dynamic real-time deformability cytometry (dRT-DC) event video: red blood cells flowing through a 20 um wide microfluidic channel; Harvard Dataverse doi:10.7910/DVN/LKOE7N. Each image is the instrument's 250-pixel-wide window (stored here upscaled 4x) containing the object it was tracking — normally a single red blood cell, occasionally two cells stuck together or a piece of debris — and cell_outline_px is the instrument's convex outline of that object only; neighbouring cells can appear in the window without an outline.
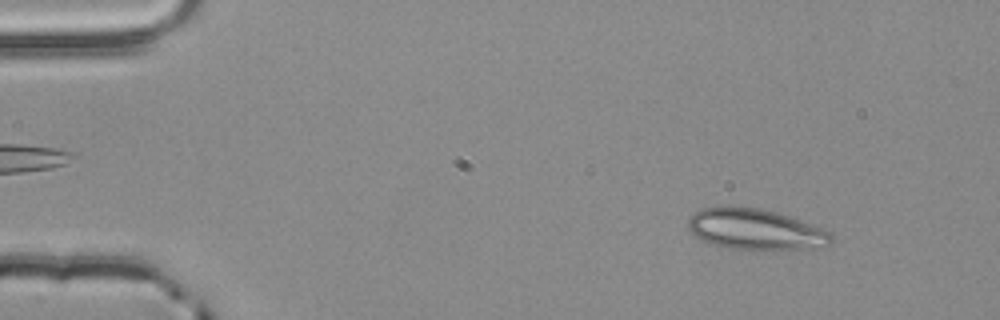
{"species": "common noctule bat (a hibernating species)", "species_latin": "Nyctalus noctula", "temperature_condition": "room temperature", "stored_images_in_passage": 53, "camera_frame_rate_fps": 3000, "um_per_image_px": 0.085, "animal": {"sex": "male", "body_mass_g": 20.4}, "frame": {"image": 1, "passage_image": 6, "time_ms": 1.667, "image_size_px": [1000, 320], "cell_outline_px": [[832, 240], [828, 244], [800, 248], [728, 248], [712, 244], [696, 236], [688, 228], [688, 220], [700, 208], [760, 208], [776, 212], [788, 216], [820, 228], [828, 232], [832, 236]], "centroid_in_image_um": [64.15, 19.48], "position_along_channel_um": 20.9, "area_um2": 32.43}}
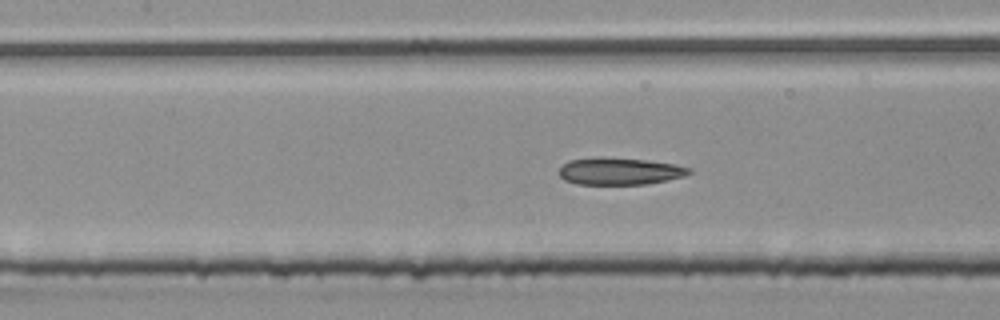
{"frame": {"image": 2, "passage_image": 24, "time_ms": 7.667, "image_size_px": [1000, 320], "cell_outline_px": [[692, 172], [684, 176], [644, 184], [576, 184], [564, 180], [560, 176], [560, 168], [568, 160], [600, 156], [644, 160], [672, 164], [692, 168]], "centroid_in_image_um": [52.63, 14.54], "position_along_channel_um": 154.8, "area_um2": 20.4}}
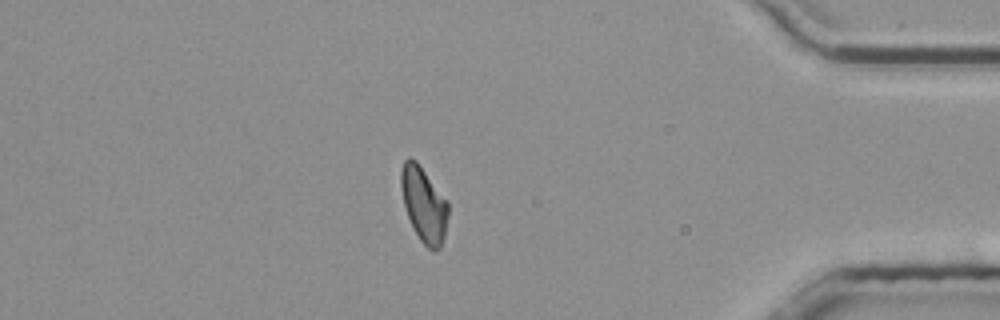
{"frame": {"image": 3, "passage_image": 46, "time_ms": 15.0, "image_size_px": [1000, 320], "cell_outline_px": [[448, 216], [444, 236], [440, 248], [432, 252], [420, 240], [408, 216], [404, 204], [400, 184], [400, 172], [404, 160], [408, 156], [416, 160], [448, 200]], "centroid_in_image_um": [36.03, 17.35], "position_along_channel_um": 399.2, "area_um2": 20.63}, "authors_computed_cell_mechanics": {"area_um2": 20.9814, "velocity_mm_per_s": 3.8589, "shape_relaxation_time_tau1_ms": null, "shape_relaxation_time_tau2_ms": 4.7866, "deformation_change_tau1": null, "deformation_change_tau2": 0.1202}}